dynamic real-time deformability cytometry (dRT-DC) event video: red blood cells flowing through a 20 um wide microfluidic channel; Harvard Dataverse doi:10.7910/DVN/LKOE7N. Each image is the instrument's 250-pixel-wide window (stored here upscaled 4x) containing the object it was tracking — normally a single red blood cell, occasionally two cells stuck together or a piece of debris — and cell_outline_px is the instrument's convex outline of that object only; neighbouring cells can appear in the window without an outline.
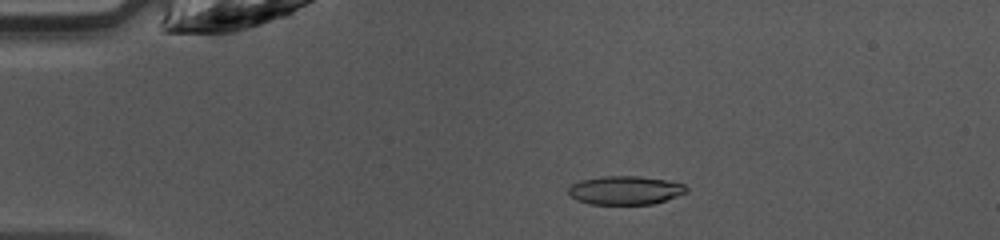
{"species": "common noctule bat (a hibernating species)", "species_latin": "Nyctalus noctula", "temperature_condition": "warm", "stored_images_in_passage": 47, "camera_frame_rate_fps": 3000, "um_per_image_px": 0.085, "animal": {"sex": "female", "body_mass_g": 10.0, "forearm_length_mm": 53.1}, "frame": {"image": 1, "passage_image": 10, "time_ms": 3.0, "image_size_px": [1000, 240], "cell_outline_px": [[688, 192], [652, 204], [588, 204], [576, 200], [568, 192], [568, 188], [572, 184], [580, 180], [604, 176], [640, 176], [668, 180], [684, 184], [688, 188]], "centroid_in_image_um": [53.14, 16.17], "position_along_channel_um": 31.9, "area_um2": 19.71}}
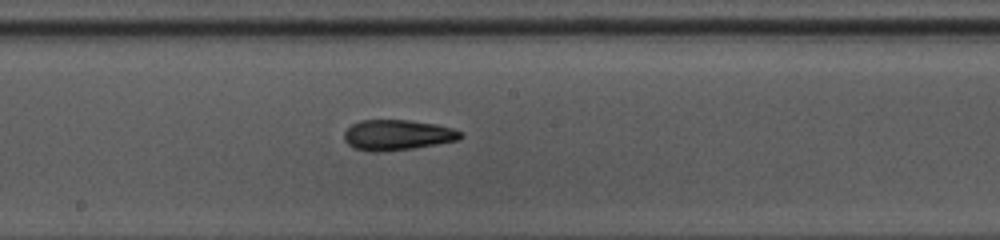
{"frame": {"image": 2, "passage_image": 26, "time_ms": 8.333, "image_size_px": [1000, 240], "cell_outline_px": [[464, 136], [460, 140], [412, 148], [380, 152], [372, 152], [356, 148], [348, 144], [344, 140], [344, 132], [352, 124], [360, 120], [408, 120], [436, 124], [452, 128], [460, 132]], "centroid_in_image_um": [33.78, 11.47], "position_along_channel_um": 214.4, "area_um2": 20.58}}
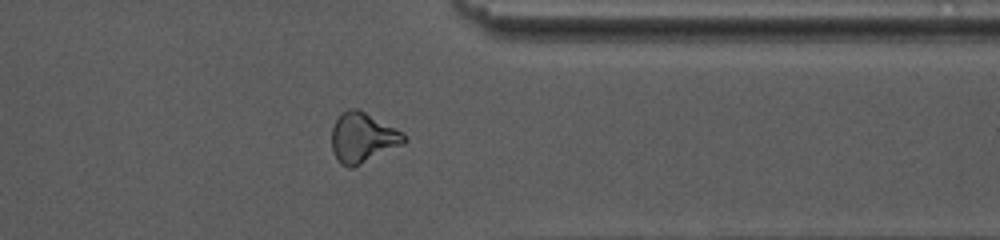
{"frame": {"image": 3, "passage_image": 38, "time_ms": 12.333, "image_size_px": [1000, 240], "cell_outline_px": [[408, 140], [404, 144], [352, 168], [348, 168], [340, 164], [332, 148], [332, 128], [340, 112], [348, 108], [356, 108], [404, 132], [408, 136]], "centroid_in_image_um": [30.85, 11.7], "position_along_channel_um": 380.6, "area_um2": 21.15}, "authors_computed_cell_mechanics": {"area_um2": 20.23, "velocity_mm_per_s": 4.2569, "shape_relaxation_time_tau1_ms": 5.3142, "shape_relaxation_time_tau2_ms": 2.9543, "deformation_change_tau1": 0.1726, "deformation_change_tau2": 0.1178}}